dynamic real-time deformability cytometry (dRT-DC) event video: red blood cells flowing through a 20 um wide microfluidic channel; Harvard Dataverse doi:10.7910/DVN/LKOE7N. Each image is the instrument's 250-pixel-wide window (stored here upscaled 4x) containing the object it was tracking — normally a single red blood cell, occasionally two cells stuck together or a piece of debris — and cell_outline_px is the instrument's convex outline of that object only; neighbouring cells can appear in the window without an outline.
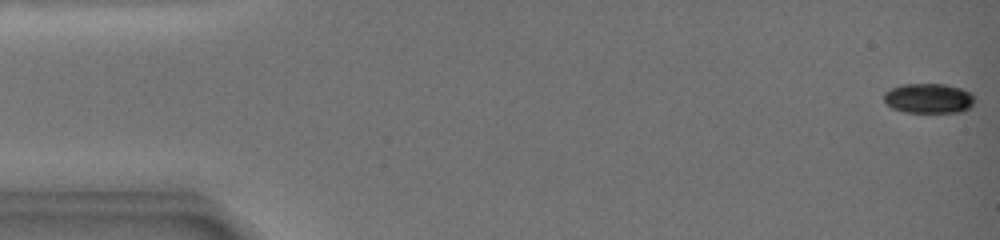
{"species": "common noctule bat (a hibernating species)", "species_latin": "Nyctalus noctula", "temperature_condition": "warm", "stored_images_in_passage": 15, "camera_frame_rate_fps": 3000, "um_per_image_px": 0.085, "animal": {"sex": "female", "body_mass_g": 19.0, "forearm_length_mm": 51.5}, "frame": {"image": 1, "passage_image": 1, "time_ms": 0.0, "image_size_px": [1000, 240], "cell_outline_px": [[972, 100], [964, 108], [948, 112], [912, 112], [896, 108], [888, 104], [884, 100], [884, 96], [892, 88], [908, 84], [940, 84], [956, 88], [968, 92], [972, 96]], "centroid_in_image_um": [78.85, 8.34], "position_along_channel_um": 6.1, "area_um2": 14.51}}